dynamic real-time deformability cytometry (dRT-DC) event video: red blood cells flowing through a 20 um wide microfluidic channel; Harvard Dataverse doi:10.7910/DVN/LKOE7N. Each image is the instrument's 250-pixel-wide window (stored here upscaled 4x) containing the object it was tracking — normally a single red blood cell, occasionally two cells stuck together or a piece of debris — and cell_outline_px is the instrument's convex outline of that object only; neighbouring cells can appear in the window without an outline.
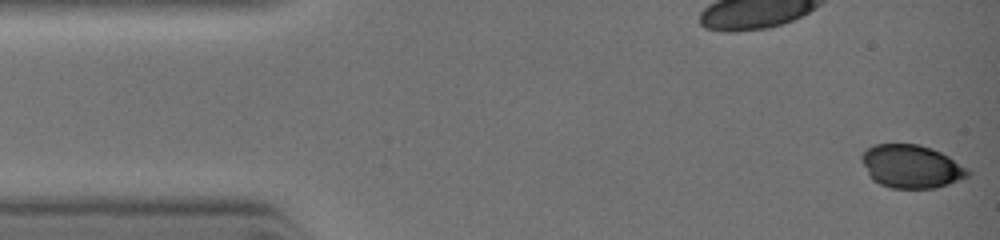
{"species": "common noctule bat (a hibernating species)", "species_latin": "Nyctalus noctula", "temperature_condition": "warm", "stored_images_in_passage": 3, "camera_frame_rate_fps": 3000, "um_per_image_px": 0.085, "animal": {"sex": "female", "body_mass_g": 19.0, "forearm_length_mm": 51.5}, "frame": {"image": 1, "passage_image": 1, "time_ms": 0.0, "image_size_px": [1000, 240], "cell_outline_px": [[968, 176], [948, 184], [936, 188], [892, 188], [880, 184], [872, 180], [864, 164], [864, 152], [868, 148], [876, 144], [920, 144], [932, 148], [948, 156], [964, 168], [968, 172]], "centroid_in_image_um": [77.45, 14.15], "position_along_channel_um": 7.5, "area_um2": 26.07}}
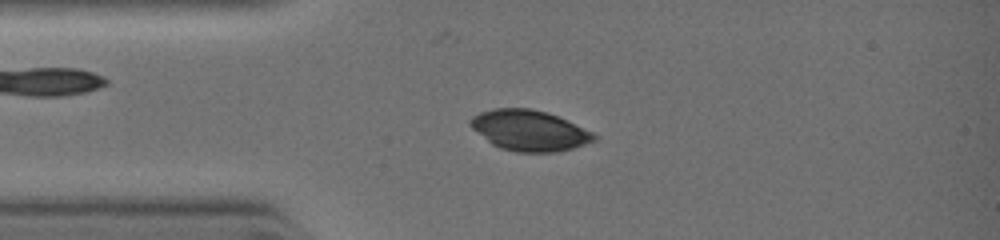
{"frame": {"image": 2, "passage_image": 3, "time_ms": 2.333, "image_size_px": [1000, 240], "cell_outline_px": [[596, 136], [592, 140], [572, 148], [556, 152], [516, 152], [500, 148], [492, 144], [472, 128], [472, 116], [480, 112], [496, 108], [532, 108], [548, 112], [592, 132]], "centroid_in_image_um": [44.96, 11.08], "position_along_channel_um": 40.0, "area_um2": 28.73}}